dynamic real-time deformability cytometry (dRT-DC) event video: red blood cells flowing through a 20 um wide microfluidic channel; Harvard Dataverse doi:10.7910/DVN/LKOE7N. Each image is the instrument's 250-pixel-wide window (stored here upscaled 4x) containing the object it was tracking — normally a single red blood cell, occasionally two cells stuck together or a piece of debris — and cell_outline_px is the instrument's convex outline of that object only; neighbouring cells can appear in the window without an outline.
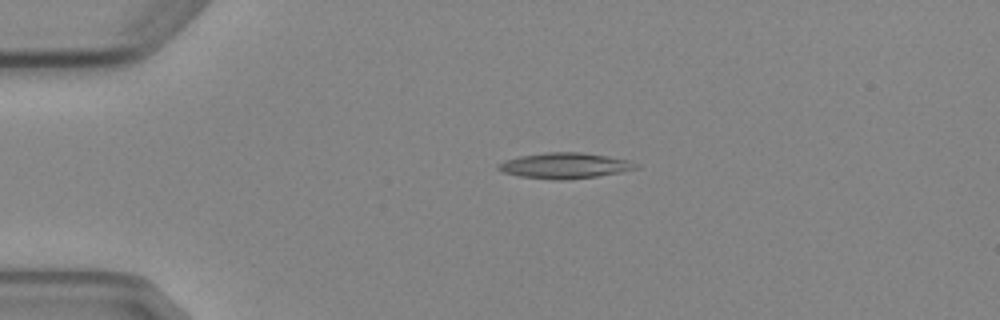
{"species": "Egyptian fruit bat (a non-hibernating species)", "species_latin": "Rousettus aegyptiacus", "temperature_condition": "cold", "stored_images_in_passage": 5, "camera_frame_rate_fps": 3000, "um_per_image_px": 0.085, "animal": {"sex": "female"}, "frame": {"image": 1, "passage_image": 4, "time_ms": 3.667, "image_size_px": [1000, 320], "cell_outline_px": [[640, 168], [620, 172], [596, 176], [564, 180], [552, 180], [520, 176], [504, 172], [496, 168], [496, 164], [504, 160], [520, 156], [544, 152], [580, 152], [608, 156], [628, 160], [640, 164]], "centroid_in_image_um": [48.01, 14.07], "position_along_channel_um": 37.0, "area_um2": 20.69}}